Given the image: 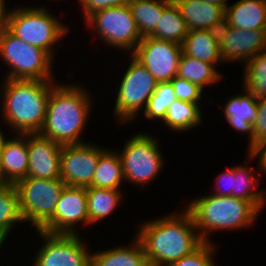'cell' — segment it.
<instances>
[{"label": "cell", "instance_id": "ab89813d", "mask_svg": "<svg viewBox=\"0 0 266 266\" xmlns=\"http://www.w3.org/2000/svg\"><path fill=\"white\" fill-rule=\"evenodd\" d=\"M213 4H218L220 6H222L224 9L228 6L227 1L228 0H204Z\"/></svg>", "mask_w": 266, "mask_h": 266}, {"label": "cell", "instance_id": "30bf717a", "mask_svg": "<svg viewBox=\"0 0 266 266\" xmlns=\"http://www.w3.org/2000/svg\"><path fill=\"white\" fill-rule=\"evenodd\" d=\"M87 26L97 30L102 44L132 54L142 40L129 5L109 7L90 14L86 19ZM132 51V52H131Z\"/></svg>", "mask_w": 266, "mask_h": 266}, {"label": "cell", "instance_id": "4dcf8cb0", "mask_svg": "<svg viewBox=\"0 0 266 266\" xmlns=\"http://www.w3.org/2000/svg\"><path fill=\"white\" fill-rule=\"evenodd\" d=\"M22 221L15 184L0 183V228L10 234L15 224Z\"/></svg>", "mask_w": 266, "mask_h": 266}, {"label": "cell", "instance_id": "e0dca14e", "mask_svg": "<svg viewBox=\"0 0 266 266\" xmlns=\"http://www.w3.org/2000/svg\"><path fill=\"white\" fill-rule=\"evenodd\" d=\"M28 134L7 139L0 156V183L16 184L27 177Z\"/></svg>", "mask_w": 266, "mask_h": 266}, {"label": "cell", "instance_id": "d6a6232c", "mask_svg": "<svg viewBox=\"0 0 266 266\" xmlns=\"http://www.w3.org/2000/svg\"><path fill=\"white\" fill-rule=\"evenodd\" d=\"M217 248L214 242H203L192 253L167 266H216L213 256Z\"/></svg>", "mask_w": 266, "mask_h": 266}, {"label": "cell", "instance_id": "f1b7e54d", "mask_svg": "<svg viewBox=\"0 0 266 266\" xmlns=\"http://www.w3.org/2000/svg\"><path fill=\"white\" fill-rule=\"evenodd\" d=\"M170 0H131L129 7L135 19L138 31L144 36L150 35L157 27L163 7Z\"/></svg>", "mask_w": 266, "mask_h": 266}, {"label": "cell", "instance_id": "4316f807", "mask_svg": "<svg viewBox=\"0 0 266 266\" xmlns=\"http://www.w3.org/2000/svg\"><path fill=\"white\" fill-rule=\"evenodd\" d=\"M177 76L196 84L204 90L208 85L218 83L223 77L213 63L198 60L182 53Z\"/></svg>", "mask_w": 266, "mask_h": 266}, {"label": "cell", "instance_id": "1f68e13d", "mask_svg": "<svg viewBox=\"0 0 266 266\" xmlns=\"http://www.w3.org/2000/svg\"><path fill=\"white\" fill-rule=\"evenodd\" d=\"M176 100L171 82H158L157 88L149 98L144 116L149 120H164L168 107Z\"/></svg>", "mask_w": 266, "mask_h": 266}, {"label": "cell", "instance_id": "9c48e42d", "mask_svg": "<svg viewBox=\"0 0 266 266\" xmlns=\"http://www.w3.org/2000/svg\"><path fill=\"white\" fill-rule=\"evenodd\" d=\"M66 184L60 179L25 177L15 184L24 222L40 230L54 215L60 193Z\"/></svg>", "mask_w": 266, "mask_h": 266}, {"label": "cell", "instance_id": "74e56055", "mask_svg": "<svg viewBox=\"0 0 266 266\" xmlns=\"http://www.w3.org/2000/svg\"><path fill=\"white\" fill-rule=\"evenodd\" d=\"M247 157L250 160L257 158L258 161V171L266 174V142L261 143L254 147L250 152L247 153Z\"/></svg>", "mask_w": 266, "mask_h": 266}, {"label": "cell", "instance_id": "ba28073f", "mask_svg": "<svg viewBox=\"0 0 266 266\" xmlns=\"http://www.w3.org/2000/svg\"><path fill=\"white\" fill-rule=\"evenodd\" d=\"M127 70L122 75L116 92L114 115L121 125L137 119L139 112L145 110L149 98L157 88L158 81L132 55Z\"/></svg>", "mask_w": 266, "mask_h": 266}, {"label": "cell", "instance_id": "5b68a950", "mask_svg": "<svg viewBox=\"0 0 266 266\" xmlns=\"http://www.w3.org/2000/svg\"><path fill=\"white\" fill-rule=\"evenodd\" d=\"M14 8L8 13L7 30L23 42L39 47L52 58L55 57L54 46L59 45V41L66 37L68 26L43 6L21 5Z\"/></svg>", "mask_w": 266, "mask_h": 266}, {"label": "cell", "instance_id": "4fadbf2b", "mask_svg": "<svg viewBox=\"0 0 266 266\" xmlns=\"http://www.w3.org/2000/svg\"><path fill=\"white\" fill-rule=\"evenodd\" d=\"M88 226L86 187L66 185L60 193L53 217L40 229L49 234H79L76 226Z\"/></svg>", "mask_w": 266, "mask_h": 266}, {"label": "cell", "instance_id": "f35d334b", "mask_svg": "<svg viewBox=\"0 0 266 266\" xmlns=\"http://www.w3.org/2000/svg\"><path fill=\"white\" fill-rule=\"evenodd\" d=\"M6 0H0V37L7 29V17L9 9L6 7Z\"/></svg>", "mask_w": 266, "mask_h": 266}, {"label": "cell", "instance_id": "2e32d148", "mask_svg": "<svg viewBox=\"0 0 266 266\" xmlns=\"http://www.w3.org/2000/svg\"><path fill=\"white\" fill-rule=\"evenodd\" d=\"M61 147L39 133L28 134L27 177L37 179L60 178Z\"/></svg>", "mask_w": 266, "mask_h": 266}, {"label": "cell", "instance_id": "ffe728a7", "mask_svg": "<svg viewBox=\"0 0 266 266\" xmlns=\"http://www.w3.org/2000/svg\"><path fill=\"white\" fill-rule=\"evenodd\" d=\"M224 23L242 30L266 29V0H239L228 5Z\"/></svg>", "mask_w": 266, "mask_h": 266}, {"label": "cell", "instance_id": "ac0fdd59", "mask_svg": "<svg viewBox=\"0 0 266 266\" xmlns=\"http://www.w3.org/2000/svg\"><path fill=\"white\" fill-rule=\"evenodd\" d=\"M190 30H219L224 25L225 9L204 0H173Z\"/></svg>", "mask_w": 266, "mask_h": 266}, {"label": "cell", "instance_id": "cb8c5ba5", "mask_svg": "<svg viewBox=\"0 0 266 266\" xmlns=\"http://www.w3.org/2000/svg\"><path fill=\"white\" fill-rule=\"evenodd\" d=\"M125 182L122 162L117 150L106 149L99 155L95 173L89 187L121 189Z\"/></svg>", "mask_w": 266, "mask_h": 266}, {"label": "cell", "instance_id": "3957f363", "mask_svg": "<svg viewBox=\"0 0 266 266\" xmlns=\"http://www.w3.org/2000/svg\"><path fill=\"white\" fill-rule=\"evenodd\" d=\"M2 84L0 116L4 124L16 134L39 133L45 122L51 88L56 81L5 79Z\"/></svg>", "mask_w": 266, "mask_h": 266}, {"label": "cell", "instance_id": "7c38bea8", "mask_svg": "<svg viewBox=\"0 0 266 266\" xmlns=\"http://www.w3.org/2000/svg\"><path fill=\"white\" fill-rule=\"evenodd\" d=\"M182 45L144 36L131 54L158 82H170L178 73Z\"/></svg>", "mask_w": 266, "mask_h": 266}, {"label": "cell", "instance_id": "52a82bcc", "mask_svg": "<svg viewBox=\"0 0 266 266\" xmlns=\"http://www.w3.org/2000/svg\"><path fill=\"white\" fill-rule=\"evenodd\" d=\"M151 135L138 132L125 142L122 151H117L122 162L125 182L144 187L160 175L166 161L164 162L159 148V140Z\"/></svg>", "mask_w": 266, "mask_h": 266}, {"label": "cell", "instance_id": "9a60e30c", "mask_svg": "<svg viewBox=\"0 0 266 266\" xmlns=\"http://www.w3.org/2000/svg\"><path fill=\"white\" fill-rule=\"evenodd\" d=\"M222 62L247 63L260 52L266 51V29L242 30L224 23L218 30Z\"/></svg>", "mask_w": 266, "mask_h": 266}, {"label": "cell", "instance_id": "e575fe53", "mask_svg": "<svg viewBox=\"0 0 266 266\" xmlns=\"http://www.w3.org/2000/svg\"><path fill=\"white\" fill-rule=\"evenodd\" d=\"M266 142V98L258 99V111L253 123V148Z\"/></svg>", "mask_w": 266, "mask_h": 266}, {"label": "cell", "instance_id": "8d00e7d4", "mask_svg": "<svg viewBox=\"0 0 266 266\" xmlns=\"http://www.w3.org/2000/svg\"><path fill=\"white\" fill-rule=\"evenodd\" d=\"M215 195L233 197V165L216 177ZM220 185V186H219Z\"/></svg>", "mask_w": 266, "mask_h": 266}, {"label": "cell", "instance_id": "60d3db41", "mask_svg": "<svg viewBox=\"0 0 266 266\" xmlns=\"http://www.w3.org/2000/svg\"><path fill=\"white\" fill-rule=\"evenodd\" d=\"M9 233L4 231L3 229L0 228V250H1V247H2V244H4L6 238H8V235Z\"/></svg>", "mask_w": 266, "mask_h": 266}, {"label": "cell", "instance_id": "5bb4252c", "mask_svg": "<svg viewBox=\"0 0 266 266\" xmlns=\"http://www.w3.org/2000/svg\"><path fill=\"white\" fill-rule=\"evenodd\" d=\"M105 149L90 142L63 145L60 154V179L68 186L91 185L99 155Z\"/></svg>", "mask_w": 266, "mask_h": 266}, {"label": "cell", "instance_id": "484cf974", "mask_svg": "<svg viewBox=\"0 0 266 266\" xmlns=\"http://www.w3.org/2000/svg\"><path fill=\"white\" fill-rule=\"evenodd\" d=\"M188 32L189 29L178 6L170 0L163 7L157 27L149 36L182 45Z\"/></svg>", "mask_w": 266, "mask_h": 266}, {"label": "cell", "instance_id": "b9f144b4", "mask_svg": "<svg viewBox=\"0 0 266 266\" xmlns=\"http://www.w3.org/2000/svg\"><path fill=\"white\" fill-rule=\"evenodd\" d=\"M8 138H5L4 136V132L2 131V129L0 128V156L4 147V144L6 142Z\"/></svg>", "mask_w": 266, "mask_h": 266}, {"label": "cell", "instance_id": "7bdbcfd3", "mask_svg": "<svg viewBox=\"0 0 266 266\" xmlns=\"http://www.w3.org/2000/svg\"><path fill=\"white\" fill-rule=\"evenodd\" d=\"M146 266H167V265H158V264H152L148 262Z\"/></svg>", "mask_w": 266, "mask_h": 266}, {"label": "cell", "instance_id": "7a4b0ae2", "mask_svg": "<svg viewBox=\"0 0 266 266\" xmlns=\"http://www.w3.org/2000/svg\"><path fill=\"white\" fill-rule=\"evenodd\" d=\"M74 84L56 83L51 88L45 122L39 132L61 146L85 142L81 136L93 102L87 89Z\"/></svg>", "mask_w": 266, "mask_h": 266}, {"label": "cell", "instance_id": "d590c367", "mask_svg": "<svg viewBox=\"0 0 266 266\" xmlns=\"http://www.w3.org/2000/svg\"><path fill=\"white\" fill-rule=\"evenodd\" d=\"M131 0H78L82 5L84 19L90 14L109 7H119L129 4Z\"/></svg>", "mask_w": 266, "mask_h": 266}, {"label": "cell", "instance_id": "8992f818", "mask_svg": "<svg viewBox=\"0 0 266 266\" xmlns=\"http://www.w3.org/2000/svg\"><path fill=\"white\" fill-rule=\"evenodd\" d=\"M0 58L8 64L4 79L53 81L52 58L43 49L27 44L7 29L0 37ZM10 68V69H9Z\"/></svg>", "mask_w": 266, "mask_h": 266}, {"label": "cell", "instance_id": "8fae6325", "mask_svg": "<svg viewBox=\"0 0 266 266\" xmlns=\"http://www.w3.org/2000/svg\"><path fill=\"white\" fill-rule=\"evenodd\" d=\"M43 244L35 253L32 266H91V253L82 236L49 234L37 230Z\"/></svg>", "mask_w": 266, "mask_h": 266}, {"label": "cell", "instance_id": "83f0119b", "mask_svg": "<svg viewBox=\"0 0 266 266\" xmlns=\"http://www.w3.org/2000/svg\"><path fill=\"white\" fill-rule=\"evenodd\" d=\"M199 104L176 99L167 110L162 122L175 132L190 131L202 123V111Z\"/></svg>", "mask_w": 266, "mask_h": 266}, {"label": "cell", "instance_id": "44dd1931", "mask_svg": "<svg viewBox=\"0 0 266 266\" xmlns=\"http://www.w3.org/2000/svg\"><path fill=\"white\" fill-rule=\"evenodd\" d=\"M185 55L220 65L222 62L217 30H190L182 44Z\"/></svg>", "mask_w": 266, "mask_h": 266}, {"label": "cell", "instance_id": "277c9868", "mask_svg": "<svg viewBox=\"0 0 266 266\" xmlns=\"http://www.w3.org/2000/svg\"><path fill=\"white\" fill-rule=\"evenodd\" d=\"M185 209L191 214L203 242H212L209 235L217 230H246L254 225L260 213L250 201L232 196H218L213 192L193 199Z\"/></svg>", "mask_w": 266, "mask_h": 266}, {"label": "cell", "instance_id": "d6986e66", "mask_svg": "<svg viewBox=\"0 0 266 266\" xmlns=\"http://www.w3.org/2000/svg\"><path fill=\"white\" fill-rule=\"evenodd\" d=\"M243 94L231 96L225 102L224 116L229 125L241 134H249L248 152L253 149V123L257 117L258 100L245 88Z\"/></svg>", "mask_w": 266, "mask_h": 266}, {"label": "cell", "instance_id": "836d02e7", "mask_svg": "<svg viewBox=\"0 0 266 266\" xmlns=\"http://www.w3.org/2000/svg\"><path fill=\"white\" fill-rule=\"evenodd\" d=\"M176 99L199 104L203 98V89L187 81L186 79L175 76L171 81ZM200 101V102H199Z\"/></svg>", "mask_w": 266, "mask_h": 266}, {"label": "cell", "instance_id": "d4e9b609", "mask_svg": "<svg viewBox=\"0 0 266 266\" xmlns=\"http://www.w3.org/2000/svg\"><path fill=\"white\" fill-rule=\"evenodd\" d=\"M122 190L86 187L88 226L109 217L123 200Z\"/></svg>", "mask_w": 266, "mask_h": 266}, {"label": "cell", "instance_id": "6da1fadb", "mask_svg": "<svg viewBox=\"0 0 266 266\" xmlns=\"http://www.w3.org/2000/svg\"><path fill=\"white\" fill-rule=\"evenodd\" d=\"M134 237L141 242L147 261L158 265H169L203 243L186 209L145 221Z\"/></svg>", "mask_w": 266, "mask_h": 266}, {"label": "cell", "instance_id": "603a6c76", "mask_svg": "<svg viewBox=\"0 0 266 266\" xmlns=\"http://www.w3.org/2000/svg\"><path fill=\"white\" fill-rule=\"evenodd\" d=\"M247 164L244 161V166H233V197L250 201L261 211L266 204V192L262 189L258 190V186H256L261 180L260 172L257 173L253 167H249ZM256 174L259 175L256 176Z\"/></svg>", "mask_w": 266, "mask_h": 266}, {"label": "cell", "instance_id": "f546056e", "mask_svg": "<svg viewBox=\"0 0 266 266\" xmlns=\"http://www.w3.org/2000/svg\"><path fill=\"white\" fill-rule=\"evenodd\" d=\"M244 66V88L257 100L266 98V51L256 54Z\"/></svg>", "mask_w": 266, "mask_h": 266}, {"label": "cell", "instance_id": "7402d4cb", "mask_svg": "<svg viewBox=\"0 0 266 266\" xmlns=\"http://www.w3.org/2000/svg\"><path fill=\"white\" fill-rule=\"evenodd\" d=\"M147 263L143 246L136 237L126 247L121 245L91 253V266H146Z\"/></svg>", "mask_w": 266, "mask_h": 266}]
</instances>
